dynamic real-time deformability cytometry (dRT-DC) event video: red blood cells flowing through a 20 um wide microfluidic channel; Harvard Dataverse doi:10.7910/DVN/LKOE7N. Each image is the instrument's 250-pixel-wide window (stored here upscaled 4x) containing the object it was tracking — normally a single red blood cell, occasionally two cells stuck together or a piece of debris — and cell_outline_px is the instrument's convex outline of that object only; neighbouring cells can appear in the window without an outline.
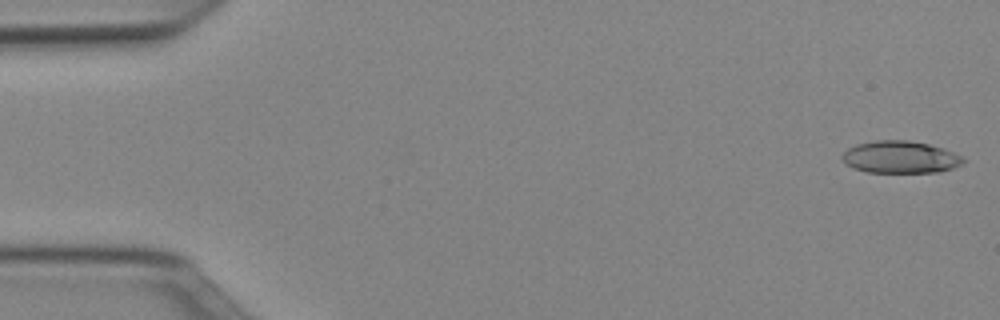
{"species": "Egyptian fruit bat (a non-hibernating species)", "species_latin": "Rousettus aegyptiacus", "temperature_condition": "cold", "stored_images_in_passage": 50, "camera_frame_rate_fps": 3000, "um_per_image_px": 0.085, "animal": {"sex": "female"}, "frame": {"image": 1, "passage_image": 1, "time_ms": 0.0, "image_size_px": [1000, 320], "cell_outline_px": [[964, 160], [960, 164], [952, 168], [940, 172], [868, 172], [856, 168], [848, 164], [840, 156], [848, 148], [856, 144], [876, 140], [908, 140], [928, 144], [944, 148], [964, 156]], "centroid_in_image_um": [76.55, 13.34], "position_along_channel_um": 8.4, "area_um2": 22.6}}
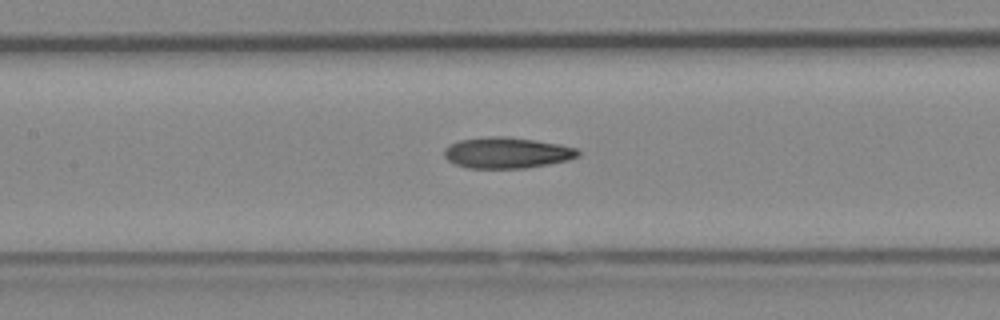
{"frame": {"image": 2, "passage_image": 23, "time_ms": 7.333, "image_size_px": [1000, 320], "cell_outline_px": [[580, 156], [568, 160], [528, 168], [468, 168], [456, 164], [448, 160], [444, 156], [444, 148], [460, 140], [488, 136], [504, 136], [536, 140], [560, 144], [580, 148]], "centroid_in_image_um": [43.14, 12.98], "position_along_channel_um": 164.3, "area_um2": 24.33}}
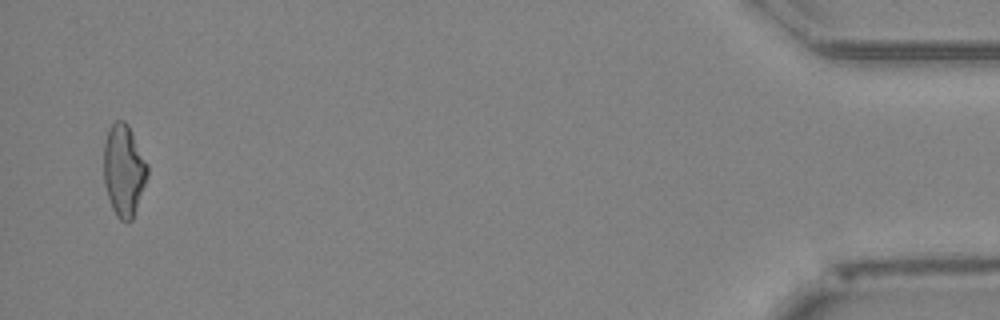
{"frame": {"image": 3, "passage_image": 49, "time_ms": 16.0, "image_size_px": [1000, 320], "cell_outline_px": [[148, 176], [132, 220], [120, 220], [116, 216], [112, 208], [104, 184], [104, 140], [108, 128], [116, 120], [124, 120], [128, 124], [148, 164]], "centroid_in_image_um": [10.52, 14.44], "position_along_channel_um": 424.7, "area_um2": 23.41}, "authors_computed_cell_mechanics": {"area_um2": 23.4379, "velocity_mm_per_s": 3.9934, "shape_relaxation_time_tau1_ms": 10.8712, "shape_relaxation_time_tau2_ms": 4.6857, "deformation_change_tau1": 0.25, "deformation_change_tau2": 0.1468}}